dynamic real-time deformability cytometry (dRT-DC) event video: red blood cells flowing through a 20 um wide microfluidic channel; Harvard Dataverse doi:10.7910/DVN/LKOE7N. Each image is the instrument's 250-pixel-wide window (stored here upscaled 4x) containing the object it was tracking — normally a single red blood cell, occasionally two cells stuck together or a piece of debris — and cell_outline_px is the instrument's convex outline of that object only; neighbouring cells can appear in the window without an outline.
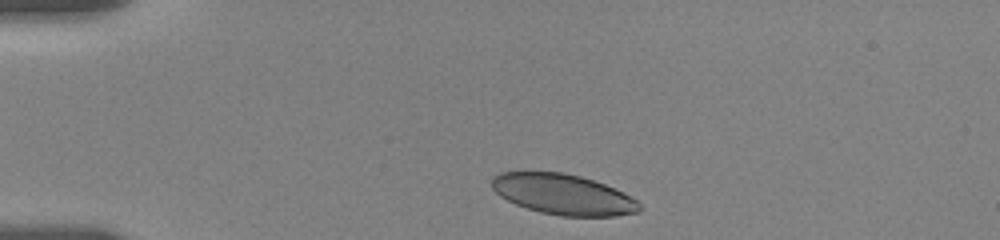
{"species": "human", "species_latin": "Homo sapiens", "temperature_condition": "room temperature", "stored_images_in_passage": 11, "camera_frame_rate_fps": 3000, "um_per_image_px": 0.085, "donor": {"sex": "female"}, "frame": {"image": 1, "passage_image": 1, "time_ms": 0.0, "image_size_px": [1000, 240], "cell_outline_px": [[644, 208], [640, 212], [616, 216], [560, 216], [540, 212], [516, 204], [500, 196], [492, 188], [492, 176], [500, 172], [564, 172], [580, 176], [604, 184], [636, 200]], "centroid_in_image_um": [47.86, 16.53], "position_along_channel_um": 37.1, "area_um2": 34.68}}
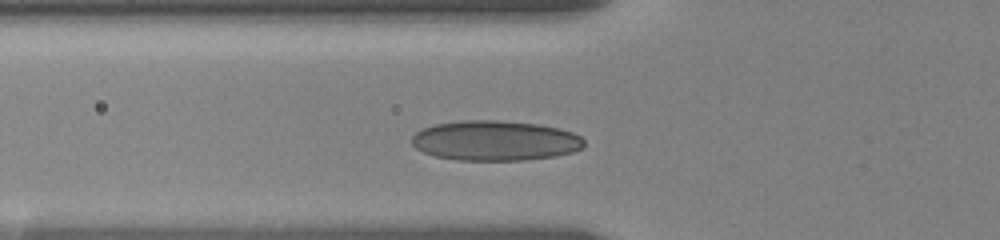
{"frame": {"image": 2, "passage_image": 7, "time_ms": 2.667, "image_size_px": [1000, 240], "cell_outline_px": [[584, 144], [580, 148], [572, 152], [556, 156], [524, 160], [456, 160], [436, 156], [424, 152], [416, 148], [412, 144], [412, 136], [420, 128], [436, 124], [464, 120], [500, 120], [536, 124], [560, 128], [572, 132], [580, 136], [584, 140]], "centroid_in_image_um": [42.07, 11.95], "position_along_channel_um": 83.7, "area_um2": 40.23}}
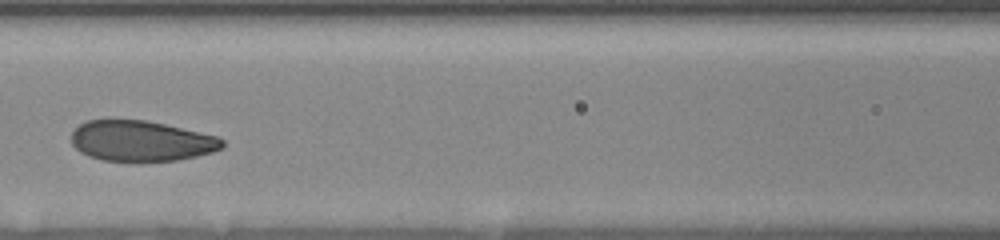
{"frame": {"image": 3, "passage_image": 10, "time_ms": 4.667, "image_size_px": [1000, 240], "cell_outline_px": [[224, 148], [212, 152], [196, 156], [176, 160], [140, 164], [104, 160], [88, 156], [80, 152], [72, 144], [72, 132], [84, 120], [112, 116], [148, 120], [220, 136], [224, 140]], "centroid_in_image_um": [11.98, 11.96], "position_along_channel_um": 154.6, "area_um2": 37.57}}